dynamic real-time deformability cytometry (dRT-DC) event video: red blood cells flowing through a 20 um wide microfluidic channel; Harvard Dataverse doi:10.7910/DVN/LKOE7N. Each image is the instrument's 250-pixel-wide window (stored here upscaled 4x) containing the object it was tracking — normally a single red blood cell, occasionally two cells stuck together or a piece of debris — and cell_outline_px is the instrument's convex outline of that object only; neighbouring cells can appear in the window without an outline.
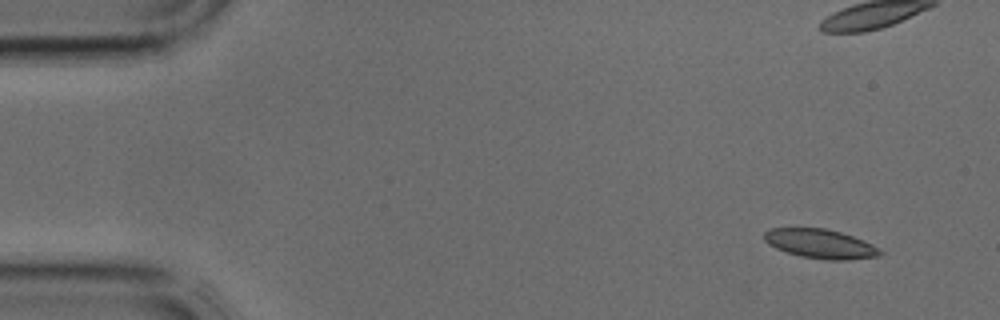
{"species": "common noctule bat (a hibernating species)", "species_latin": "Nyctalus noctula", "temperature_condition": "cold", "stored_images_in_passage": 4, "camera_frame_rate_fps": 3000, "um_per_image_px": 0.085, "animal": {"sex": "male", "body_mass_g": 17.9, "forearm_length_mm": 54.2}, "frame": {"image": 1, "passage_image": 1, "time_ms": 0.0, "image_size_px": [1000, 320], "cell_outline_px": [[884, 252], [880, 256], [848, 260], [828, 260], [800, 256], [776, 248], [768, 244], [764, 240], [764, 232], [768, 228], [824, 228], [840, 232], [864, 240], [872, 244]], "centroid_in_image_um": [69.74, 20.72], "position_along_channel_um": 15.3, "area_um2": 19.77}}
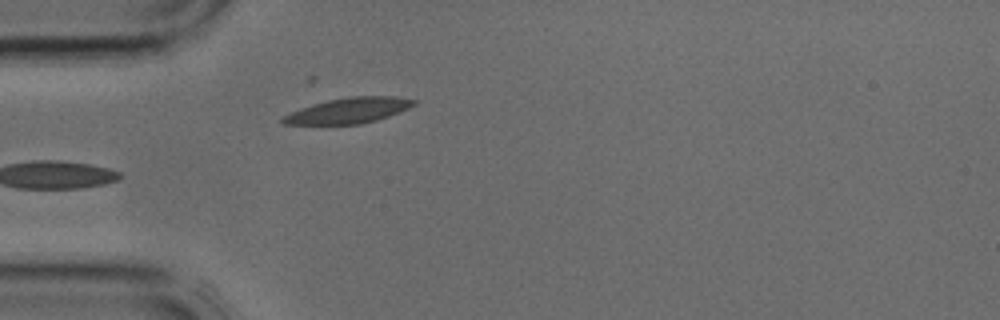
{"frame": {"image": 2, "passage_image": 4, "time_ms": 1.0, "image_size_px": [1000, 320], "cell_outline_px": [[416, 104], [408, 108], [388, 116], [376, 120], [360, 124], [284, 124], [280, 120], [284, 116], [300, 108], [312, 104], [328, 100], [348, 96], [392, 96], [416, 100]], "centroid_in_image_um": [29.63, 9.39], "position_along_channel_um": 55.4, "area_um2": 19.25}}